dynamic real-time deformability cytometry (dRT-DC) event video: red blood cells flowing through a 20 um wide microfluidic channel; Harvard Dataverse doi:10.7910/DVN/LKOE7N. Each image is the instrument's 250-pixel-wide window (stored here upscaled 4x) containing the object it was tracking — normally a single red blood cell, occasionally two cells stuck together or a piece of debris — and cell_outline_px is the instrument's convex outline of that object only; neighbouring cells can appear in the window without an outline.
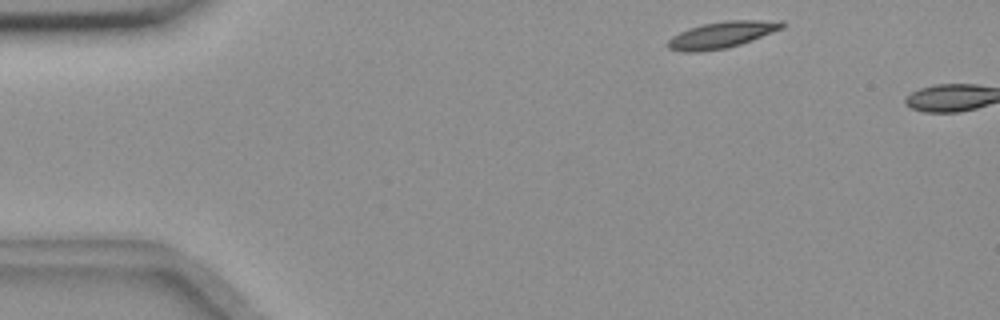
{"species": "common noctule bat (a hibernating species)", "species_latin": "Nyctalus noctula", "temperature_condition": "room temperature", "stored_images_in_passage": 5, "camera_frame_rate_fps": 3000, "um_per_image_px": 0.085, "animal": {"sex": "female", "body_mass_g": 18.4}, "frame": {"image": 1, "passage_image": 3, "time_ms": 0.667, "image_size_px": [1000, 320], "cell_outline_px": [[788, 24], [784, 28], [752, 40], [728, 48], [700, 52], [680, 52], [668, 48], [668, 40], [672, 36], [688, 28], [704, 24], [728, 20], [780, 20]], "centroid_in_image_um": [61.39, 2.96], "position_along_channel_um": 23.6, "area_um2": 17.8}}